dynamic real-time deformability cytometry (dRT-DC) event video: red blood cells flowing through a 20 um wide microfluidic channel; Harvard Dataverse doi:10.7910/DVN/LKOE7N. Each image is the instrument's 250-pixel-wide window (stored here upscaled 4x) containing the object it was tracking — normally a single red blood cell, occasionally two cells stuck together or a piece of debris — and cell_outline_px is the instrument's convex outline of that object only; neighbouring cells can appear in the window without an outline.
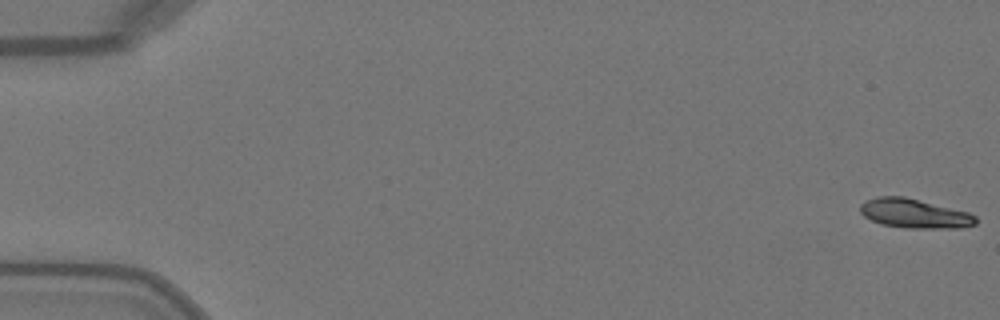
{"species": "Egyptian fruit bat (a non-hibernating species)", "species_latin": "Rousettus aegyptiacus", "temperature_condition": "warm", "stored_images_in_passage": 50, "camera_frame_rate_fps": 3000, "um_per_image_px": 0.085, "animal": {"sex": "female"}, "frame": {"image": 1, "passage_image": 1, "time_ms": 0.0, "image_size_px": [1000, 320], "cell_outline_px": [[976, 224], [960, 228], [904, 228], [880, 224], [864, 216], [860, 212], [860, 204], [868, 200], [880, 196], [904, 196], [968, 212], [976, 216]], "centroid_in_image_um": [77.72, 18.15], "position_along_channel_um": 7.3, "area_um2": 19.65}}
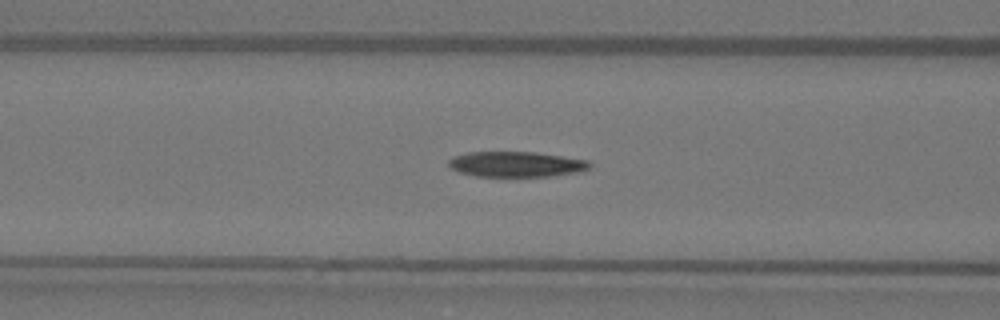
{"frame": {"image": 2, "passage_image": 21, "time_ms": 6.667, "image_size_px": [1000, 320], "cell_outline_px": [[592, 164], [588, 168], [580, 172], [552, 176], [476, 176], [460, 172], [452, 168], [448, 164], [448, 160], [452, 156], [468, 152], [536, 152], [588, 160]], "centroid_in_image_um": [43.88, 13.95], "position_along_channel_um": 122.7, "area_um2": 20.87}}
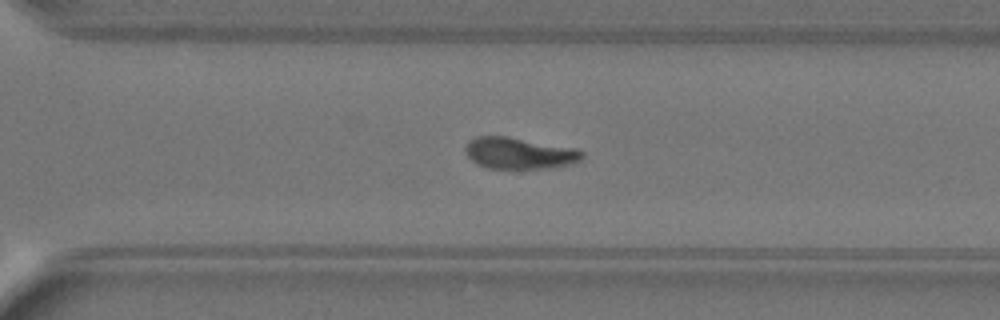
{"frame": {"image": 3, "passage_image": 36, "time_ms": 11.667, "image_size_px": [1000, 320], "cell_outline_px": [[584, 156], [580, 160], [572, 164], [556, 168], [484, 168], [476, 164], [468, 156], [464, 148], [468, 140], [476, 136], [508, 136], [576, 148], [584, 152]], "centroid_in_image_um": [44.15, 13.02], "position_along_channel_um": 326.5, "area_um2": 21.73}, "authors_computed_cell_mechanics": {"area_um2": 21.4149, "velocity_mm_per_s": 4.0912, "shape_relaxation_time_tau1_ms": 4.4304, "shape_relaxation_time_tau2_ms": null, "deformation_change_tau1": 0.1982, "deformation_change_tau2": null}}